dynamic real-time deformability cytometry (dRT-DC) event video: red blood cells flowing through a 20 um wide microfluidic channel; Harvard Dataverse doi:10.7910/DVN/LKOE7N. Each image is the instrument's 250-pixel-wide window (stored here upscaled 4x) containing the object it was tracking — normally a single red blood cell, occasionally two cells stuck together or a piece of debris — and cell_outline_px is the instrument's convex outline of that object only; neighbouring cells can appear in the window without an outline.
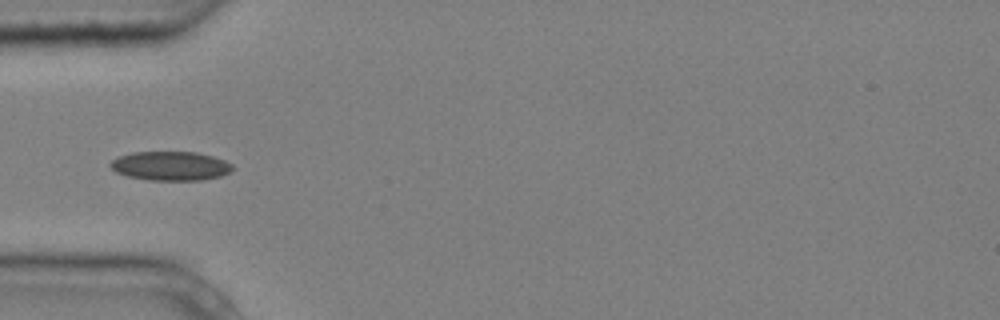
{"species": "common noctule bat (a hibernating species)", "species_latin": "Nyctalus noctula", "temperature_condition": "cold", "stored_images_in_passage": 5, "camera_frame_rate_fps": 3000, "um_per_image_px": 0.085, "animal": {"sex": "male", "body_mass_g": 20.4}, "frame": {"image": 1, "passage_image": 3, "time_ms": 0.667, "image_size_px": [1000, 320], "cell_outline_px": [[236, 168], [232, 172], [220, 176], [200, 180], [148, 180], [128, 176], [116, 172], [108, 164], [112, 160], [120, 156], [132, 152], [196, 152], [212, 156], [224, 160], [232, 164]], "centroid_in_image_um": [14.52, 14.1], "position_along_channel_um": 70.5, "area_um2": 20.75}}
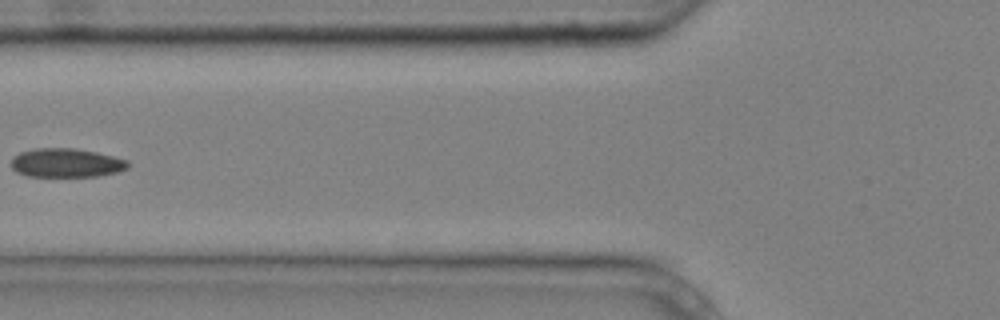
{"frame": {"image": 2, "passage_image": 4, "time_ms": 1.0, "image_size_px": [1000, 320], "cell_outline_px": [[128, 168], [120, 172], [96, 176], [28, 176], [16, 172], [12, 168], [12, 156], [20, 152], [36, 148], [72, 148], [96, 152], [128, 160]], "centroid_in_image_um": [5.63, 13.84], "position_along_channel_um": 120.2, "area_um2": 19.65}}